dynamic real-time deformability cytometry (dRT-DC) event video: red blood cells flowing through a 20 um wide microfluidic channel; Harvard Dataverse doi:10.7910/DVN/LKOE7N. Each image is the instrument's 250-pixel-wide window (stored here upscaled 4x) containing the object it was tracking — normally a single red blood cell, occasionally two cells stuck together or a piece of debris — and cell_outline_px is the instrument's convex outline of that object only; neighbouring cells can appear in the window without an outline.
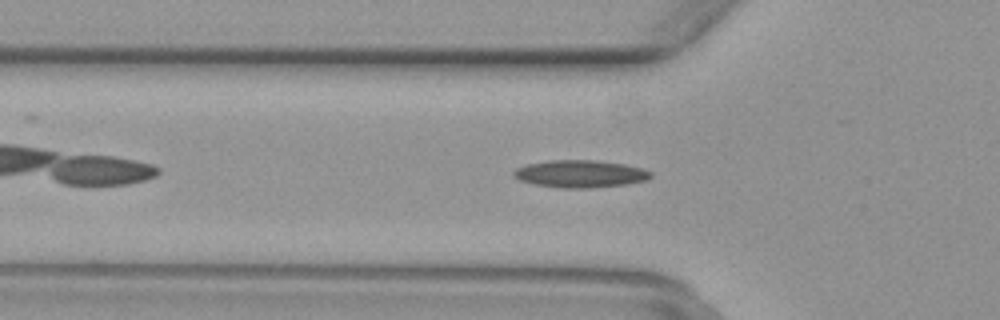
{"species": "common noctule bat (a hibernating species)", "species_latin": "Nyctalus noctula", "temperature_condition": "warm", "stored_images_in_passage": 41, "camera_frame_rate_fps": 3000, "um_per_image_px": 0.085, "animal": {"sex": "female", "body_mass_g": 29.2, "forearm_length_mm": 56.3}, "frame": {"image": 1, "passage_image": 7, "time_ms": 2.0, "image_size_px": [1000, 320], "cell_outline_px": [[652, 176], [644, 180], [624, 184], [588, 188], [560, 188], [532, 184], [520, 180], [512, 176], [512, 172], [516, 168], [528, 164], [552, 160], [592, 160], [624, 164], [640, 168], [652, 172]], "centroid_in_image_um": [49.26, 14.78], "position_along_channel_um": 76.5, "area_um2": 21.68}}
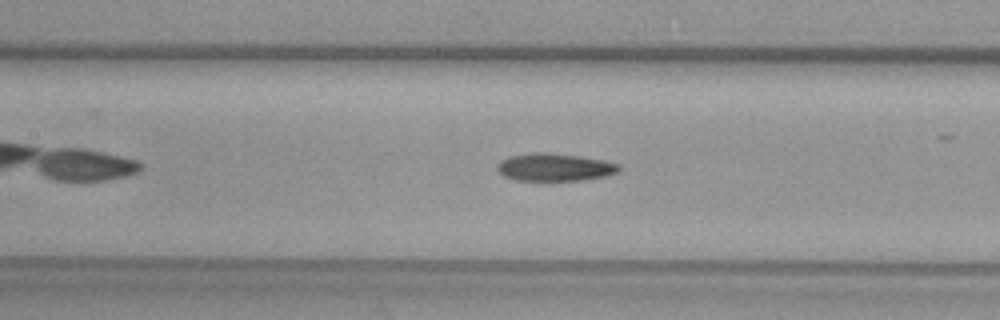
{"frame": {"image": 2, "passage_image": 13, "time_ms": 4.0, "image_size_px": [1000, 320], "cell_outline_px": [[620, 172], [608, 176], [580, 180], [516, 180], [504, 176], [496, 168], [496, 164], [500, 160], [508, 156], [536, 152], [548, 152], [580, 156], [604, 160], [620, 164]], "centroid_in_image_um": [47.16, 14.2], "position_along_channel_um": 160.2, "area_um2": 19.83}}
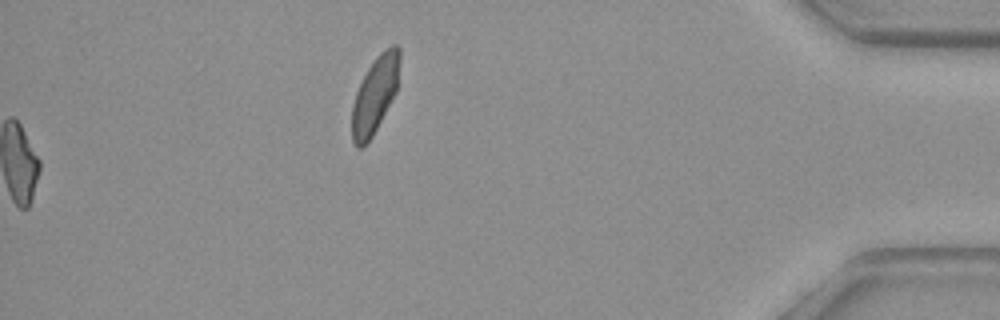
{"frame": {"image": 3, "passage_image": 41, "time_ms": 13.333, "image_size_px": [1000, 320], "cell_outline_px": [[400, 60], [396, 92], [372, 136], [360, 148], [356, 148], [352, 140], [352, 104], [356, 92], [368, 68], [376, 56], [380, 52], [392, 44], [396, 44], [400, 48]], "centroid_in_image_um": [31.87, 8.02], "position_along_channel_um": 403.3, "area_um2": 21.04}}